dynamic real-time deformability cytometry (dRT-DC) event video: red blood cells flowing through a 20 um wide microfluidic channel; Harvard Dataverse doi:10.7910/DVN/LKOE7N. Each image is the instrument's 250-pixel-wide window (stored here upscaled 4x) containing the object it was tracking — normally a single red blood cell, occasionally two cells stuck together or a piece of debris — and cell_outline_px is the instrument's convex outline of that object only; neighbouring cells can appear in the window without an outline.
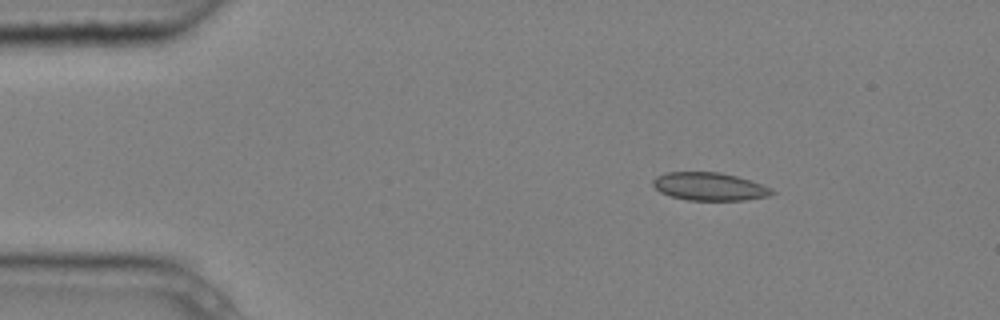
{"species": "common noctule bat (a hibernating species)", "species_latin": "Nyctalus noctula", "temperature_condition": "cold", "stored_images_in_passage": 3, "camera_frame_rate_fps": 3000, "um_per_image_px": 0.085, "animal": {"sex": "male", "body_mass_g": 20.4}, "frame": {"image": 1, "passage_image": 1, "time_ms": 0.0, "image_size_px": [1000, 320], "cell_outline_px": [[776, 192], [768, 196], [744, 200], [688, 200], [672, 196], [660, 192], [652, 184], [652, 180], [656, 176], [664, 172], [720, 172], [752, 180], [772, 188]], "centroid_in_image_um": [60.31, 15.84], "position_along_channel_um": 24.7, "area_um2": 19.48}}